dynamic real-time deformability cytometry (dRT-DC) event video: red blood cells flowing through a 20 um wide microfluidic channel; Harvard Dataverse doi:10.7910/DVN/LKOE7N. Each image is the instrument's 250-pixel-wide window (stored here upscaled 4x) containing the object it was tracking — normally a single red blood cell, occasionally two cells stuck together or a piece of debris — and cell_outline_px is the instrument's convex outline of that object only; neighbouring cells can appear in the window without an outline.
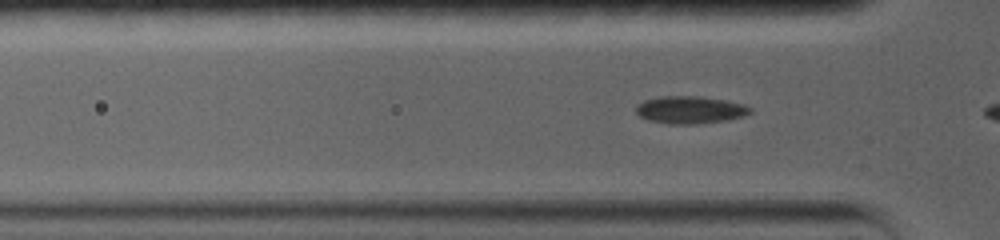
{"species": "common noctule bat (a hibernating species)", "species_latin": "Nyctalus noctula", "temperature_condition": "warm", "stored_images_in_passage": 7, "camera_frame_rate_fps": 5000, "um_per_image_px": 0.085, "animal": {"sex": "female", "body_mass_g": 19.0, "forearm_length_mm": 56.7}, "frame": {"image": 1, "passage_image": 5, "time_ms": 1.2, "image_size_px": [1000, 240], "cell_outline_px": [[752, 112], [744, 116], [724, 120], [696, 124], [668, 124], [648, 120], [640, 116], [636, 112], [636, 104], [644, 100], [664, 96], [700, 96], [724, 100], [744, 104], [752, 108]], "centroid_in_image_um": [58.65, 9.33], "position_along_channel_um": 67.2, "area_um2": 18.26}}